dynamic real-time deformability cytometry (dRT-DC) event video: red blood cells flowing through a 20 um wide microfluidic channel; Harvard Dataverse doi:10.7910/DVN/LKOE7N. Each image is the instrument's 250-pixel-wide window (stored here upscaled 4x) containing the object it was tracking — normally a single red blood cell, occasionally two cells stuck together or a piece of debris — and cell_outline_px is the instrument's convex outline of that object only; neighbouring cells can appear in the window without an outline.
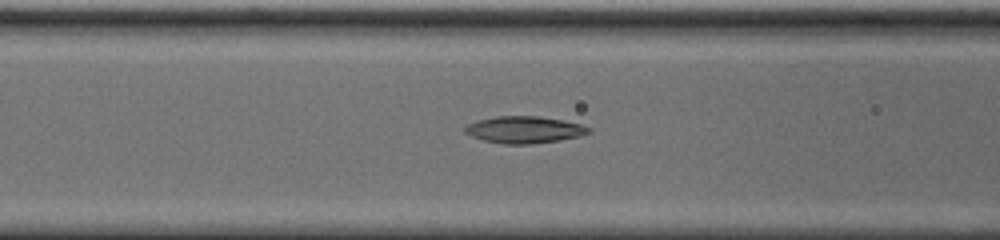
{"species": "common noctule bat (a hibernating species)", "species_latin": "Nyctalus noctula", "temperature_condition": "cold", "stored_images_in_passage": 40, "camera_frame_rate_fps": 3000, "um_per_image_px": 0.085, "animal": {"sex": "male", "body_mass_g": 20.0, "forearm_length_mm": 53.3}, "frame": {"image": 1, "passage_image": 13, "time_ms": 4.0, "image_size_px": [1000, 240], "cell_outline_px": [[592, 132], [580, 136], [532, 144], [504, 144], [484, 140], [472, 136], [464, 132], [464, 128], [468, 124], [480, 120], [496, 116], [540, 116], [564, 120], [580, 124], [592, 128]], "centroid_in_image_um": [44.6, 11.02], "position_along_channel_um": 122.0, "area_um2": 19.31}}
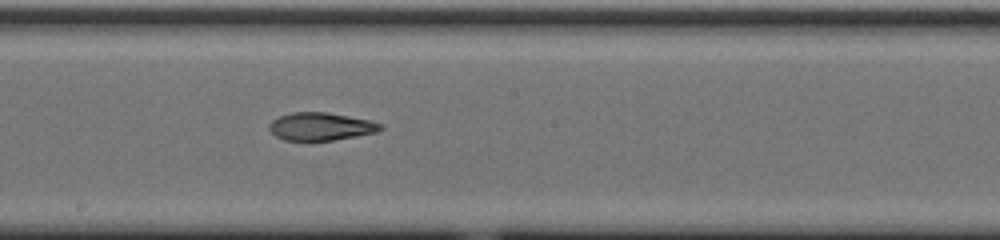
{"frame": {"image": 2, "passage_image": 21, "time_ms": 6.667, "image_size_px": [1000, 240], "cell_outline_px": [[384, 128], [376, 132], [332, 140], [284, 140], [276, 136], [268, 128], [268, 124], [272, 120], [280, 116], [292, 112], [324, 112], [368, 120], [384, 124]], "centroid_in_image_um": [27.24, 10.75], "position_along_channel_um": 221.0, "area_um2": 17.8}}
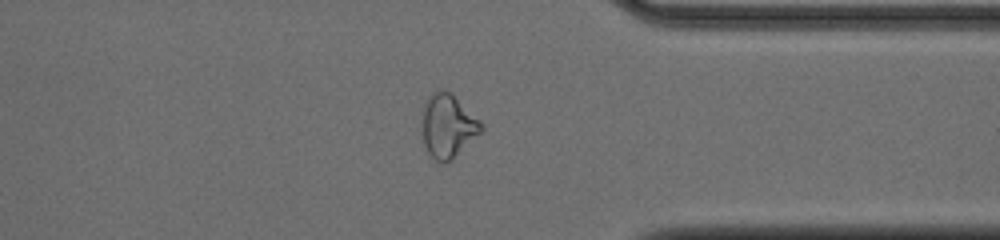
{"frame": {"image": 3, "passage_image": 34, "time_ms": 11.0, "image_size_px": [1000, 240], "cell_outline_px": [[484, 128], [448, 164], [444, 164], [436, 160], [428, 152], [424, 144], [424, 104], [428, 96], [436, 88], [448, 92], [480, 120], [484, 124]], "centroid_in_image_um": [38.08, 10.73], "position_along_channel_um": 373.3, "area_um2": 21.33}, "authors_computed_cell_mechanics": {"area_um2": 19.6231, "velocity_mm_per_s": 3.7184, "shape_relaxation_time_tau1_ms": null, "shape_relaxation_time_tau2_ms": 4.5858, "deformation_change_tau1": null, "deformation_change_tau2": 0.1295}}